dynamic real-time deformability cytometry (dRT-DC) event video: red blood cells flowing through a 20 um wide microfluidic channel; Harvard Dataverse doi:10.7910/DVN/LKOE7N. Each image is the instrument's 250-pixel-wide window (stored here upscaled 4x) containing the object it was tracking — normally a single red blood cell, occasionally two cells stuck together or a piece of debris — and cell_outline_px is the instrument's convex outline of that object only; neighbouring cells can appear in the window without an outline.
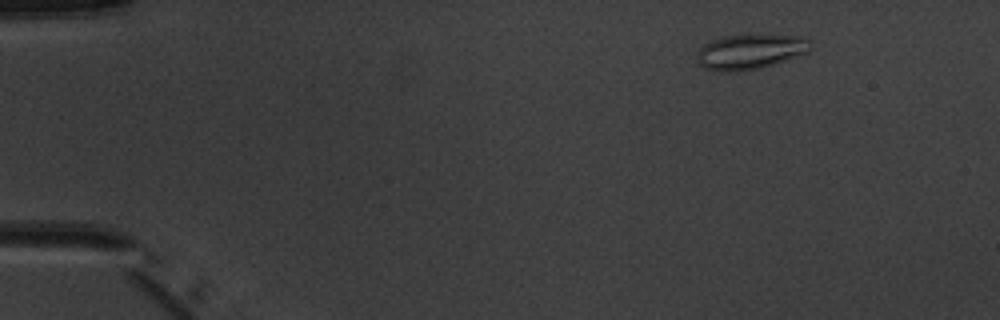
{"species": "common noctule bat (a hibernating species)", "species_latin": "Nyctalus noctula", "temperature_condition": "warm", "stored_images_in_passage": 6, "camera_frame_rate_fps": 3000, "um_per_image_px": 0.085, "animal": {"sex": "male", "body_mass_g": 20.1, "forearm_length_mm": 53.5}, "frame": {"image": 1, "passage_image": 2, "time_ms": 1.333, "image_size_px": [1000, 320], "cell_outline_px": [[812, 44], [808, 52], [760, 68], [732, 72], [724, 72], [704, 68], [700, 64], [696, 56], [696, 52], [704, 44], [712, 40], [724, 36], [804, 36]], "centroid_in_image_um": [63.73, 4.41], "position_along_channel_um": 21.3, "area_um2": 22.66}}
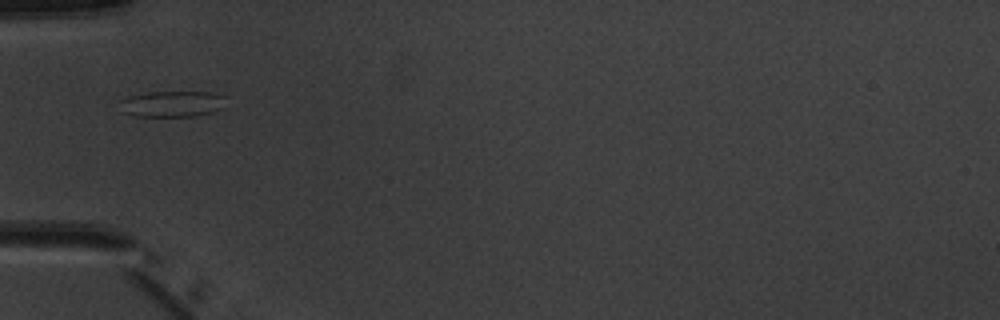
{"frame": {"image": 2, "passage_image": 5, "time_ms": 5.0, "image_size_px": [1000, 320], "cell_outline_px": [[224, 108], [216, 112], [196, 116], [136, 116], [120, 112], [120, 100], [132, 96], [148, 92], [212, 92], [224, 96]], "centroid_in_image_um": [14.66, 8.84], "position_along_channel_um": 70.3, "area_um2": 16.24}}
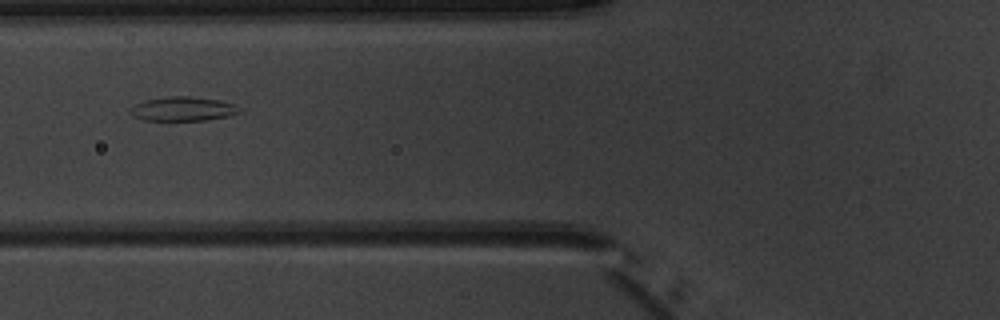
{"frame": {"image": 3, "passage_image": 6, "time_ms": 6.0, "image_size_px": [1000, 320], "cell_outline_px": [[244, 112], [228, 116], [204, 120], [140, 120], [132, 116], [128, 112], [128, 108], [144, 100], [168, 96], [188, 96], [216, 100], [236, 104]], "centroid_in_image_um": [15.52, 9.26], "position_along_channel_um": 110.3, "area_um2": 15.55}}